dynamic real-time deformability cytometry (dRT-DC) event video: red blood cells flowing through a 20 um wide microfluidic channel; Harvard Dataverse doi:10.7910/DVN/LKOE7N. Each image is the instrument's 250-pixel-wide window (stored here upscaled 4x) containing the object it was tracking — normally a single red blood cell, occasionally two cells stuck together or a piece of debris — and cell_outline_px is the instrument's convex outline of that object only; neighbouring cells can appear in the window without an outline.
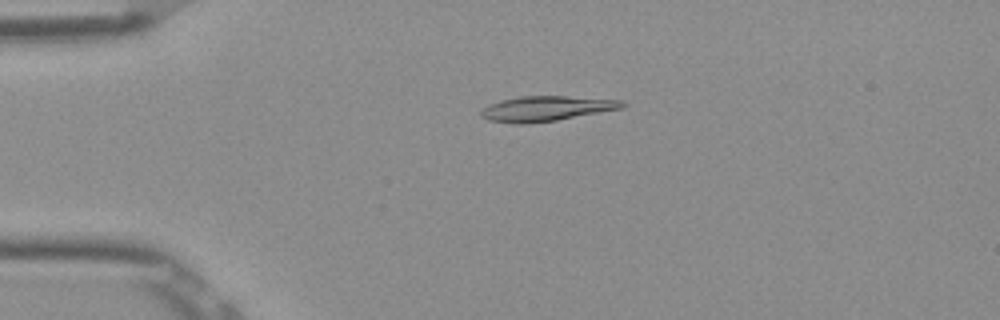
{"species": "Egyptian fruit bat (a non-hibernating species)", "species_latin": "Rousettus aegyptiacus", "temperature_condition": "room temperature", "stored_images_in_passage": 52, "camera_frame_rate_fps": 3000, "um_per_image_px": 0.085, "frame": {"image": 1, "passage_image": 12, "time_ms": 3.667, "image_size_px": [1000, 320], "cell_outline_px": [[628, 104], [624, 108], [556, 120], [528, 124], [516, 124], [488, 120], [480, 116], [480, 112], [488, 104], [500, 100], [520, 96], [564, 96], [624, 100]], "centroid_in_image_um": [46.44, 9.23], "position_along_channel_um": 38.6, "area_um2": 20.81}}
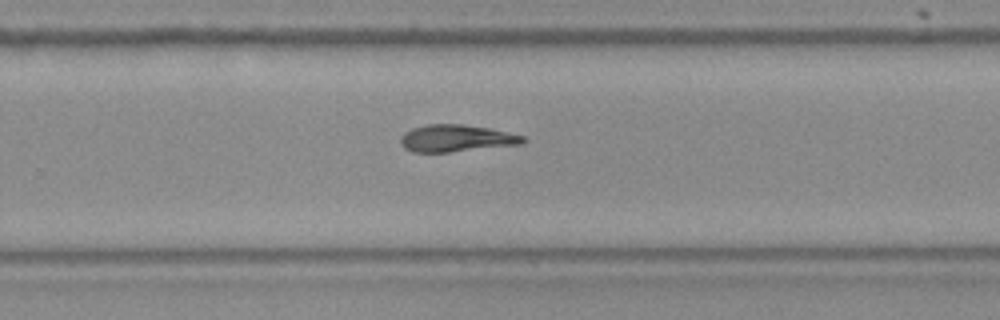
{"frame": {"image": 2, "passage_image": 34, "time_ms": 11.0, "image_size_px": [1000, 320], "cell_outline_px": [[528, 140], [524, 144], [448, 152], [412, 152], [404, 148], [400, 144], [400, 136], [404, 132], [412, 128], [428, 124], [464, 124], [488, 128], [524, 136]], "centroid_in_image_um": [38.77, 11.76], "position_along_channel_um": 291.0, "area_um2": 19.42}}
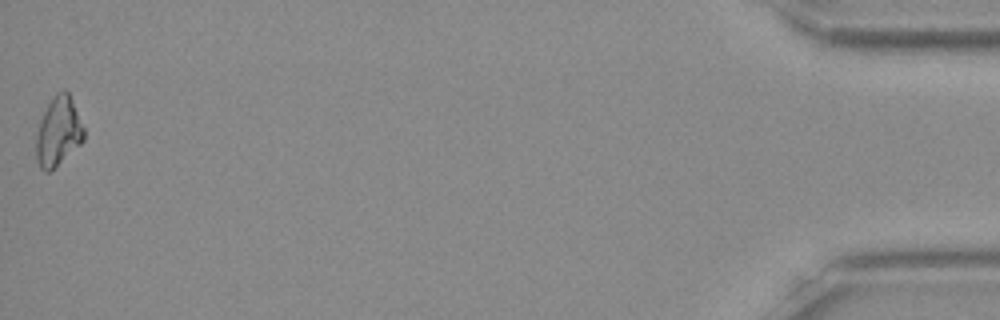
{"frame": {"image": 3, "passage_image": 52, "time_ms": 17.0, "image_size_px": [1000, 320], "cell_outline_px": [[84, 140], [80, 144], [48, 172], [44, 172], [40, 168], [36, 160], [36, 136], [40, 120], [48, 104], [56, 92], [64, 88], [68, 92], [84, 128]], "centroid_in_image_um": [4.94, 11.17], "position_along_channel_um": 430.3, "area_um2": 18.9}}